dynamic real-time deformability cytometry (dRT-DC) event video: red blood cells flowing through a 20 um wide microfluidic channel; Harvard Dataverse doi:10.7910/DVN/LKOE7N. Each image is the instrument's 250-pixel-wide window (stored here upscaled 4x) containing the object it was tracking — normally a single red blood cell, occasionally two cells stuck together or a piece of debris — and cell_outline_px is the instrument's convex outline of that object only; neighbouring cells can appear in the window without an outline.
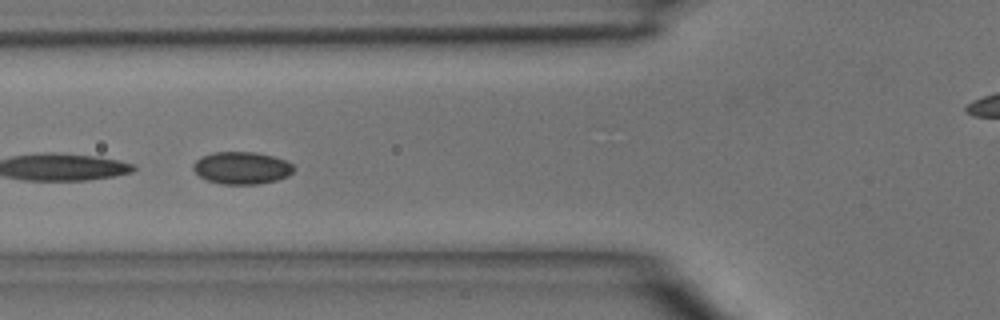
{"species": "common noctule bat (a hibernating species)", "species_latin": "Nyctalus noctula", "temperature_condition": "room temperature", "stored_images_in_passage": 10, "camera_frame_rate_fps": 3000, "um_per_image_px": 0.085, "animal": {"sex": "male", "body_mass_g": 15.6}, "frame": {"image": 1, "passage_image": 6, "time_ms": 1.667, "image_size_px": [1000, 320], "cell_outline_px": [[296, 168], [288, 176], [276, 180], [260, 184], [224, 184], [208, 180], [200, 176], [192, 168], [192, 164], [200, 156], [212, 152], [256, 152], [272, 156], [284, 160], [292, 164]], "centroid_in_image_um": [20.54, 14.26], "position_along_channel_um": 105.3, "area_um2": 18.96}}